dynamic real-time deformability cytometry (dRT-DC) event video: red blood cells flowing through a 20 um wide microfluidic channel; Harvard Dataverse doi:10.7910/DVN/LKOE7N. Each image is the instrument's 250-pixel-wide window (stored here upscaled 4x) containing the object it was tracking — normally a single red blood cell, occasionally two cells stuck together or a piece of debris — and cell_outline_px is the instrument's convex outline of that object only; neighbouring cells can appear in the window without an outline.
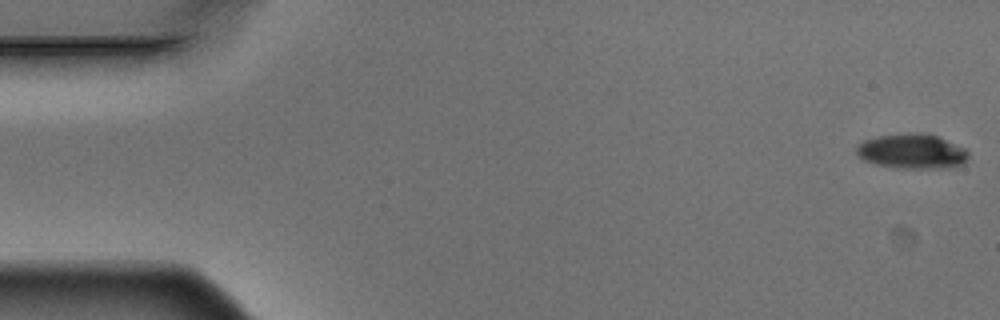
{"species": "Egyptian fruit bat (a non-hibernating species)", "species_latin": "Rousettus aegyptiacus", "temperature_condition": "warm", "stored_images_in_passage": 4, "camera_frame_rate_fps": 3000, "um_per_image_px": 0.085, "animal": {"sex": "male"}, "frame": {"image": 1, "passage_image": 1, "time_ms": 0.0, "image_size_px": [1000, 320], "cell_outline_px": [[968, 156], [964, 164], [952, 168], [900, 168], [876, 164], [864, 160], [856, 152], [856, 148], [864, 140], [876, 136], [908, 132], [920, 132], [936, 136], [964, 148], [968, 152]], "centroid_in_image_um": [77.53, 12.86], "position_along_channel_um": 7.5, "area_um2": 22.72}}
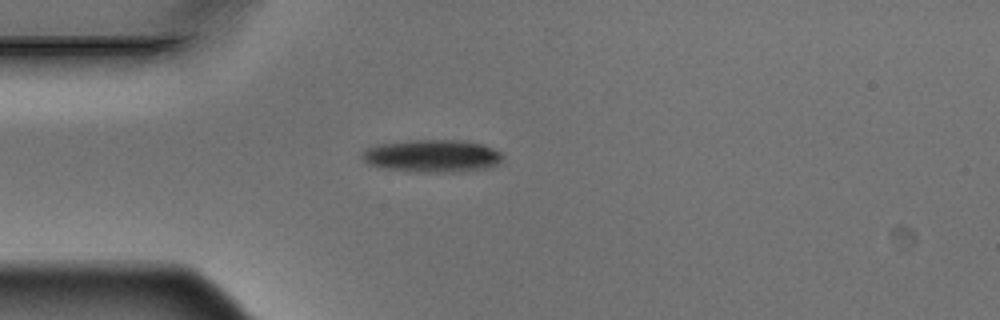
{"frame": {"image": 2, "passage_image": 4, "time_ms": 1.0, "image_size_px": [1000, 320], "cell_outline_px": [[504, 156], [500, 164], [492, 168], [456, 172], [408, 172], [380, 168], [368, 164], [360, 156], [368, 148], [376, 144], [408, 140], [464, 140], [484, 144], [500, 152]], "centroid_in_image_um": [36.77, 13.27], "position_along_channel_um": 48.2, "area_um2": 27.34}}